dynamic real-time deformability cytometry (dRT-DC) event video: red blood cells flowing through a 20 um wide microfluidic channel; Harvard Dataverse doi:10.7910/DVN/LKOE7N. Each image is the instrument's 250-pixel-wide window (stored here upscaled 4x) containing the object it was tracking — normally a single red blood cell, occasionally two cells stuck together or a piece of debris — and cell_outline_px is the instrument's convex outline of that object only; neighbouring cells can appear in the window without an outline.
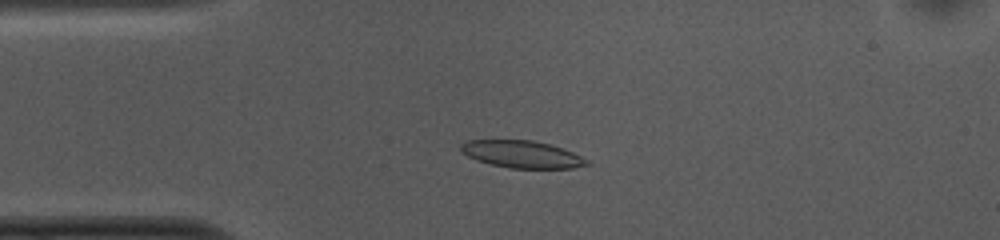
{"species": "common noctule bat (a hibernating species)", "species_latin": "Nyctalus noctula", "temperature_condition": "cold", "stored_images_in_passage": 52, "camera_frame_rate_fps": 3000, "um_per_image_px": 0.085, "animal": {"sex": "female", "body_mass_g": 10.0, "forearm_length_mm": 53.1}, "frame": {"image": 1, "passage_image": 11, "time_ms": 3.333, "image_size_px": [1000, 240], "cell_outline_px": [[592, 164], [572, 168], [512, 168], [492, 164], [476, 160], [460, 152], [460, 144], [468, 140], [532, 140], [548, 144], [572, 152], [588, 160]], "centroid_in_image_um": [44.34, 13.11], "position_along_channel_um": 40.7, "area_um2": 19.83}}
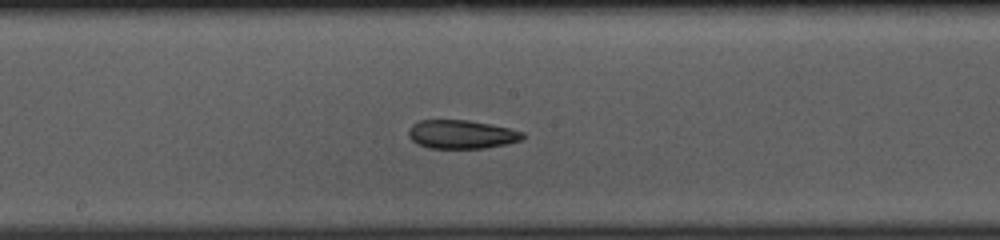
{"frame": {"image": 2, "passage_image": 26, "time_ms": 8.333, "image_size_px": [1000, 240], "cell_outline_px": [[524, 136], [520, 140], [504, 144], [484, 148], [428, 148], [416, 144], [408, 136], [408, 128], [412, 124], [420, 120], [468, 120], [492, 124], [524, 132]], "centroid_in_image_um": [39.17, 11.41], "position_along_channel_um": 209.0, "area_um2": 19.07}}
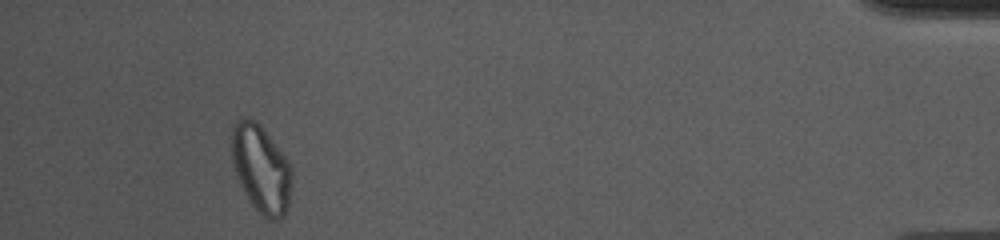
{"frame": {"image": 3, "passage_image": 48, "time_ms": 15.667, "image_size_px": [1000, 240], "cell_outline_px": [[292, 180], [288, 208], [284, 216], [276, 220], [268, 220], [252, 204], [240, 184], [232, 160], [232, 128], [236, 120], [248, 116], [256, 120], [264, 128], [284, 156], [292, 168]], "centroid_in_image_um": [22.2, 14.32], "position_along_channel_um": 413.0, "area_um2": 30.63}, "authors_computed_cell_mechanics": {"area_um2": 20.7213, "velocity_mm_per_s": 3.7216, "shape_relaxation_time_tau1_ms": null, "shape_relaxation_time_tau2_ms": 5.3054, "deformation_change_tau1": null, "deformation_change_tau2": 0.1156}}